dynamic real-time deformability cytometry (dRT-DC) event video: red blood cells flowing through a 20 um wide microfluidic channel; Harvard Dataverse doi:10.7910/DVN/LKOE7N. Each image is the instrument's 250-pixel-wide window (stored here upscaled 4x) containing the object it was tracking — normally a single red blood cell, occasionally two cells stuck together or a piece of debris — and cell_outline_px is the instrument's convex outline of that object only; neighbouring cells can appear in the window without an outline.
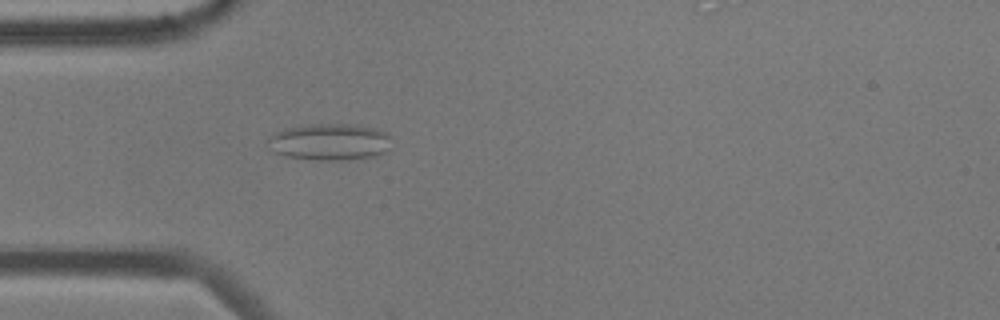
{"species": "common noctule bat (a hibernating species)", "species_latin": "Nyctalus noctula", "temperature_condition": "cold", "stored_images_in_passage": 55, "camera_frame_rate_fps": 3000, "um_per_image_px": 0.085, "animal": {"sex": "male", "body_mass_g": 17.9, "forearm_length_mm": 54.2}, "frame": {"image": 1, "passage_image": 16, "time_ms": 5.0, "image_size_px": [1000, 320], "cell_outline_px": [[388, 148], [384, 152], [376, 156], [340, 160], [316, 160], [284, 156], [276, 152], [264, 140], [272, 132], [284, 128], [312, 124], [356, 124], [376, 128], [388, 132]], "centroid_in_image_um": [27.97, 12.04], "position_along_channel_um": 57.0, "area_um2": 26.65}}
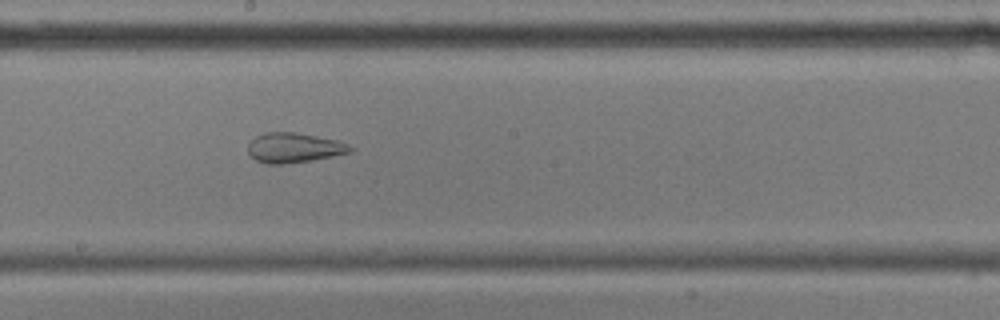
{"frame": {"image": 2, "passage_image": 30, "time_ms": 9.667, "image_size_px": [1000, 320], "cell_outline_px": [[356, 148], [352, 152], [312, 160], [284, 164], [268, 164], [256, 160], [248, 152], [248, 144], [256, 136], [264, 132], [296, 132], [336, 140], [348, 144]], "centroid_in_image_um": [25.01, 12.55], "position_along_channel_um": 223.2, "area_um2": 17.8}}
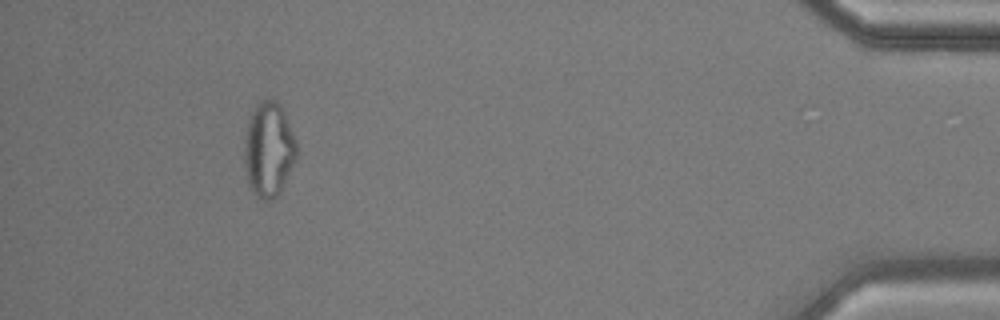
{"frame": {"image": 3, "passage_image": 51, "time_ms": 16.667, "image_size_px": [1000, 320], "cell_outline_px": [[300, 152], [296, 160], [276, 196], [272, 200], [260, 200], [252, 192], [248, 184], [244, 164], [244, 140], [248, 120], [256, 104], [260, 100], [276, 100], [280, 104], [284, 112], [296, 140]], "centroid_in_image_um": [22.84, 12.7], "position_along_channel_um": 412.4, "area_um2": 29.13}, "authors_computed_cell_mechanics": {"area_um2": 26.6458, "velocity_mm_per_s": 3.6076, "shape_relaxation_time_tau1_ms": null, "shape_relaxation_time_tau2_ms": 1.5508, "deformation_change_tau1": null, "deformation_change_tau2": 0.0878}}